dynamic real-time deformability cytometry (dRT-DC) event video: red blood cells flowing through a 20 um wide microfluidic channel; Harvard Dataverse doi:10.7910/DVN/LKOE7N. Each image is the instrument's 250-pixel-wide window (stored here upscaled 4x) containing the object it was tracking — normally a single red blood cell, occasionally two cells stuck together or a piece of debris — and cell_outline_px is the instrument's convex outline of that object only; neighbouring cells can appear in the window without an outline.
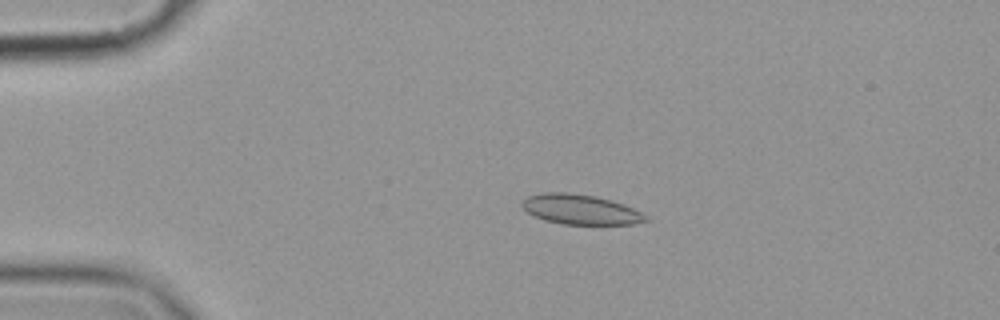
{"species": "common noctule bat (a hibernating species)", "species_latin": "Nyctalus noctula", "temperature_condition": "cold", "stored_images_in_passage": 57, "camera_frame_rate_fps": 3000, "um_per_image_px": 0.085, "animal": {"sex": "female", "body_mass_g": 19.9}, "frame": {"image": 1, "passage_image": 13, "time_ms": 4.0, "image_size_px": [1000, 320], "cell_outline_px": [[652, 220], [632, 224], [564, 224], [544, 220], [528, 212], [520, 204], [528, 196], [544, 192], [568, 192], [596, 196], [612, 200], [624, 204], [648, 216]], "centroid_in_image_um": [49.37, 17.8], "position_along_channel_um": 35.6, "area_um2": 21.56}}
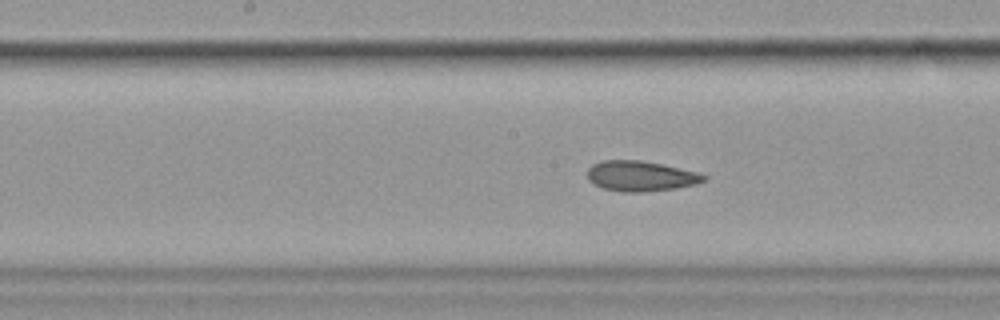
{"frame": {"image": 2, "passage_image": 30, "time_ms": 9.667, "image_size_px": [1000, 320], "cell_outline_px": [[708, 180], [696, 184], [676, 188], [640, 192], [624, 192], [604, 188], [588, 180], [588, 168], [592, 164], [600, 160], [640, 160], [660, 164], [696, 172], [708, 176]], "centroid_in_image_um": [54.46, 14.96], "position_along_channel_um": 193.7, "area_um2": 20.4}}
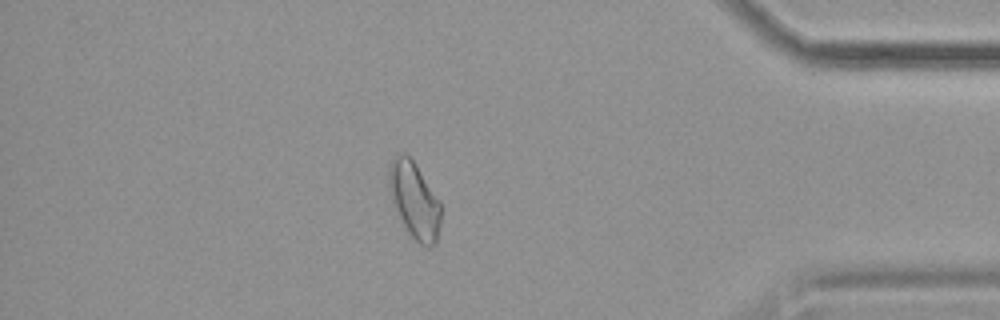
{"frame": {"image": 3, "passage_image": 50, "time_ms": 16.333, "image_size_px": [1000, 320], "cell_outline_px": [[440, 224], [436, 240], [428, 248], [420, 244], [408, 232], [392, 200], [388, 184], [388, 168], [396, 152], [408, 156], [416, 164], [440, 200]], "centroid_in_image_um": [35.22, 16.98], "position_along_channel_um": 400.0, "area_um2": 22.77}, "authors_computed_cell_mechanics": {"area_um2": 21.4438, "velocity_mm_per_s": 3.5654, "shape_relaxation_time_tau1_ms": null, "shape_relaxation_time_tau2_ms": 4.0806, "deformation_change_tau1": null, "deformation_change_tau2": 0.088}}